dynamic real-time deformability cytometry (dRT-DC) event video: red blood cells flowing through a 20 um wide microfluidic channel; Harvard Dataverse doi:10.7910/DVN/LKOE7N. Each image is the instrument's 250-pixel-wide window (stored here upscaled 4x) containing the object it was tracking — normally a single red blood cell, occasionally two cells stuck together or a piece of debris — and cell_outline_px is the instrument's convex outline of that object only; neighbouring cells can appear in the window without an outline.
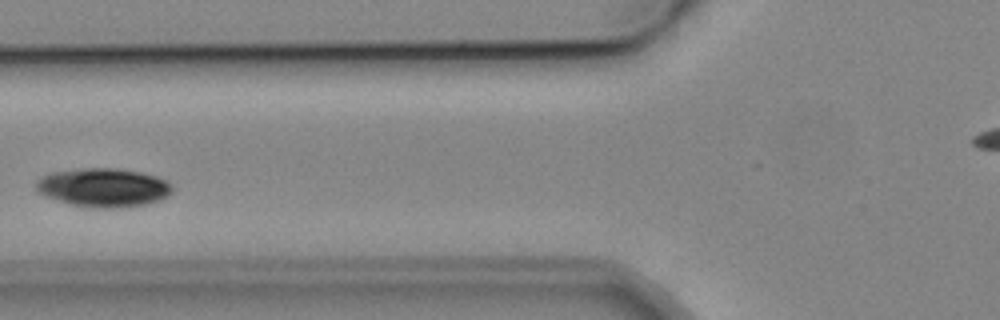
{"species": "common noctule bat (a hibernating species)", "species_latin": "Nyctalus noctula", "temperature_condition": "cold", "stored_images_in_passage": 3, "camera_frame_rate_fps": 3000, "um_per_image_px": 0.085, "animal": {"sex": "male", "body_mass_g": 19.2, "forearm_length_mm": 51.8}, "frame": {"image": 1, "passage_image": 3, "time_ms": 3.0, "image_size_px": [1000, 320], "cell_outline_px": [[172, 192], [160, 200], [144, 204], [120, 208], [88, 208], [72, 204], [44, 196], [36, 192], [36, 180], [52, 172], [88, 168], [112, 168], [140, 172], [156, 176], [168, 180], [172, 184]], "centroid_in_image_um": [8.8, 15.95], "position_along_channel_um": 117.0, "area_um2": 30.75}}